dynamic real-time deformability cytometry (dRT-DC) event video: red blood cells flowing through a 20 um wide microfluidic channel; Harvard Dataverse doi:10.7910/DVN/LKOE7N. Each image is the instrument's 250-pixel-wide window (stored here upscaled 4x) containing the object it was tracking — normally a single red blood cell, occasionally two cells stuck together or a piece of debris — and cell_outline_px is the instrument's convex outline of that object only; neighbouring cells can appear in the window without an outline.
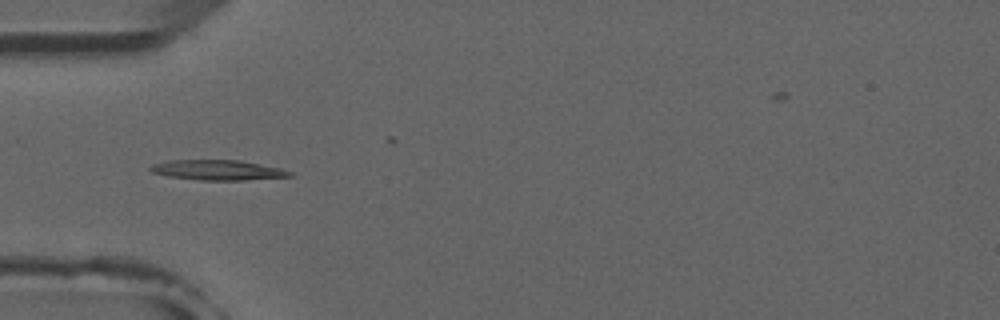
{"species": "common noctule bat (a hibernating species)", "species_latin": "Nyctalus noctula", "temperature_condition": "room temperature", "stored_images_in_passage": 8, "camera_frame_rate_fps": 3000, "um_per_image_px": 0.085, "animal": {"sex": "male", "forearm_length_mm": 52.5}, "frame": {"image": 1, "passage_image": 5, "time_ms": 4.667, "image_size_px": [1000, 320], "cell_outline_px": [[292, 176], [244, 180], [200, 180], [168, 176], [152, 172], [148, 168], [152, 164], [168, 160], [240, 160], [280, 168], [292, 172]], "centroid_in_image_um": [18.48, 14.45], "position_along_channel_um": 66.5, "area_um2": 16.24}}
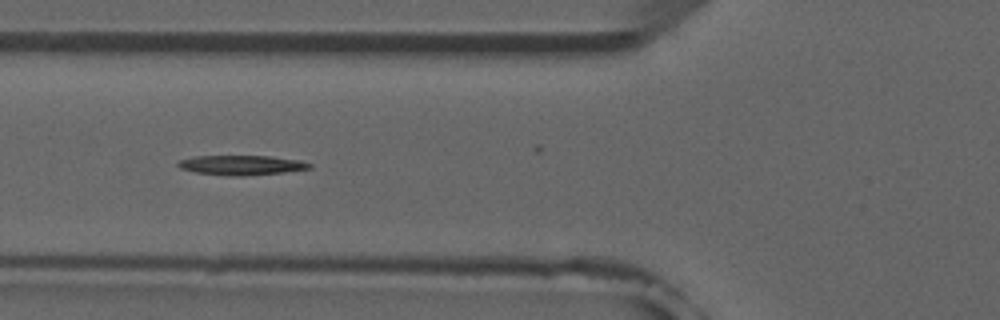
{"frame": {"image": 2, "passage_image": 6, "time_ms": 5.667, "image_size_px": [1000, 320], "cell_outline_px": [[312, 168], [284, 172], [244, 176], [228, 176], [196, 172], [180, 168], [176, 164], [180, 160], [196, 156], [272, 156], [300, 160], [312, 164]], "centroid_in_image_um": [20.55, 14.04], "position_along_channel_um": 105.2, "area_um2": 15.09}}
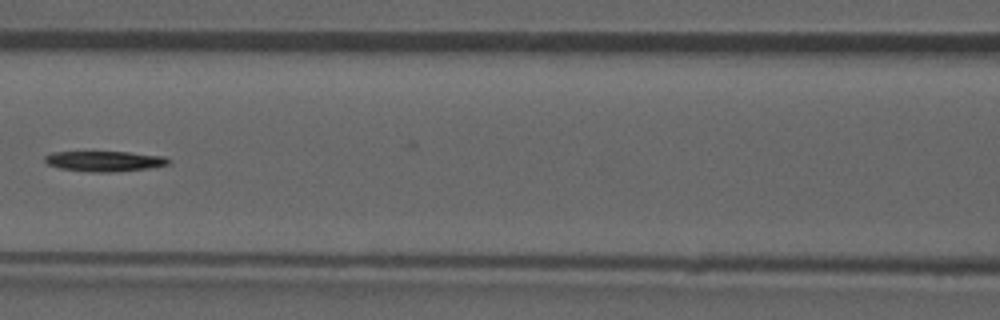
{"frame": {"image": 3, "passage_image": 7, "time_ms": 7.0, "image_size_px": [1000, 320], "cell_outline_px": [[172, 160], [168, 164], [148, 168], [108, 172], [92, 172], [60, 168], [48, 164], [44, 160], [44, 156], [52, 152], [128, 152], [164, 156]], "centroid_in_image_um": [8.88, 13.69], "position_along_channel_um": 157.7, "area_um2": 14.51}}